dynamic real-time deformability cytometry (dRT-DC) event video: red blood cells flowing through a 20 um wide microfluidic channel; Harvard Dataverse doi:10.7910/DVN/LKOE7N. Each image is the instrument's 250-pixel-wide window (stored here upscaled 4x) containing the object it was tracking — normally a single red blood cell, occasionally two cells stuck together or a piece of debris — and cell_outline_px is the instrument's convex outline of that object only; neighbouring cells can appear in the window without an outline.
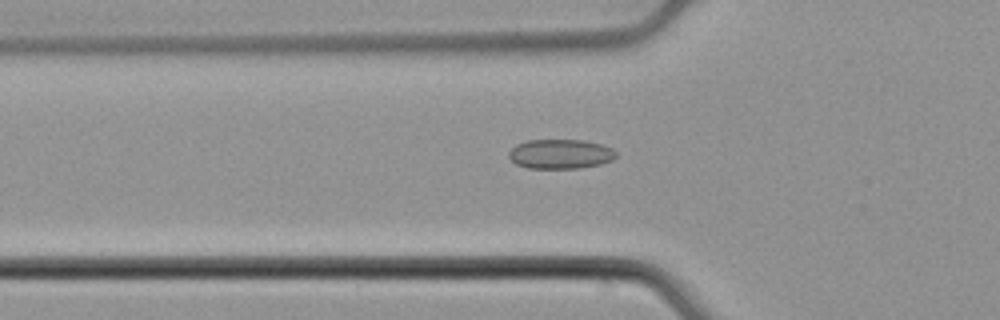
{"species": "common noctule bat (a hibernating species)", "species_latin": "Nyctalus noctula", "temperature_condition": "cold", "stored_images_in_passage": 44, "camera_frame_rate_fps": 3000, "um_per_image_px": 0.085, "animal": {"sex": "male", "body_mass_g": 21.5, "forearm_length_mm": 52.0}, "frame": {"image": 1, "passage_image": 9, "time_ms": 2.667, "image_size_px": [1000, 320], "cell_outline_px": [[616, 156], [612, 160], [600, 164], [580, 168], [528, 168], [516, 164], [508, 156], [508, 152], [516, 144], [528, 140], [584, 140], [600, 144], [612, 148], [616, 152]], "centroid_in_image_um": [47.62, 13.09], "position_along_channel_um": 78.2, "area_um2": 18.44}}
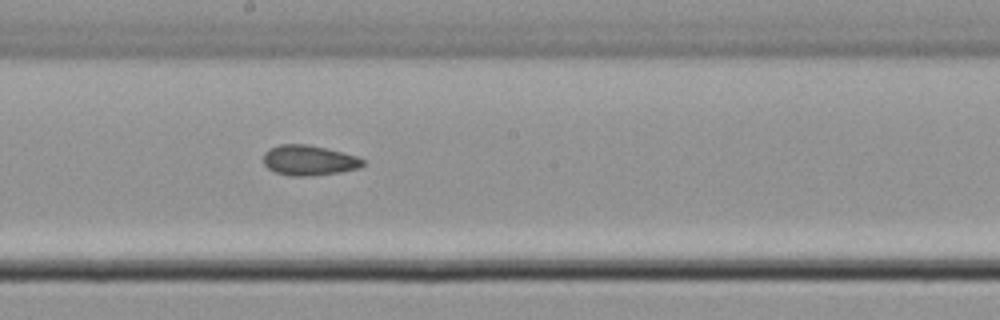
{"frame": {"image": 2, "passage_image": 20, "time_ms": 6.333, "image_size_px": [1000, 320], "cell_outline_px": [[364, 164], [360, 168], [340, 172], [308, 176], [292, 176], [276, 172], [268, 168], [264, 164], [264, 152], [268, 148], [280, 144], [308, 144], [356, 156], [364, 160]], "centroid_in_image_um": [26.24, 13.62], "position_along_channel_um": 222.0, "area_um2": 17.4}}
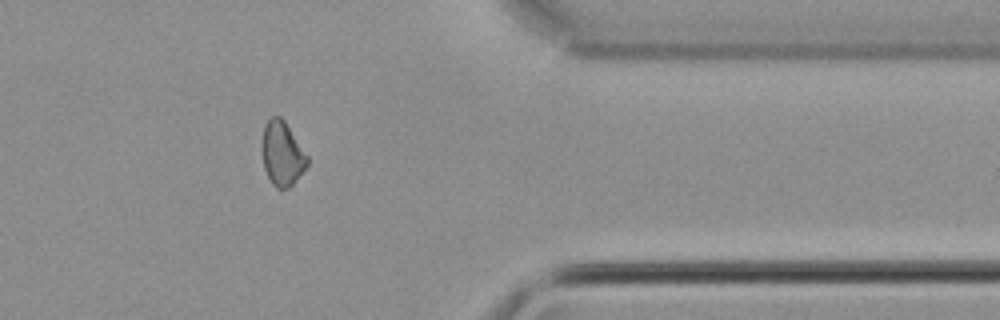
{"frame": {"image": 3, "passage_image": 34, "time_ms": 11.0, "image_size_px": [1000, 320], "cell_outline_px": [[308, 164], [296, 180], [288, 188], [276, 188], [272, 184], [264, 168], [260, 152], [260, 148], [264, 124], [272, 116], [280, 116], [284, 120], [308, 156]], "centroid_in_image_um": [23.94, 13.04], "position_along_channel_um": 387.5, "area_um2": 17.11}, "authors_computed_cell_mechanics": {"area_um2": 17.4845, "velocity_mm_per_s": 3.9154, "shape_relaxation_time_tau1_ms": null, "shape_relaxation_time_tau2_ms": 2.3957, "deformation_change_tau1": null, "deformation_change_tau2": 0.0672}}